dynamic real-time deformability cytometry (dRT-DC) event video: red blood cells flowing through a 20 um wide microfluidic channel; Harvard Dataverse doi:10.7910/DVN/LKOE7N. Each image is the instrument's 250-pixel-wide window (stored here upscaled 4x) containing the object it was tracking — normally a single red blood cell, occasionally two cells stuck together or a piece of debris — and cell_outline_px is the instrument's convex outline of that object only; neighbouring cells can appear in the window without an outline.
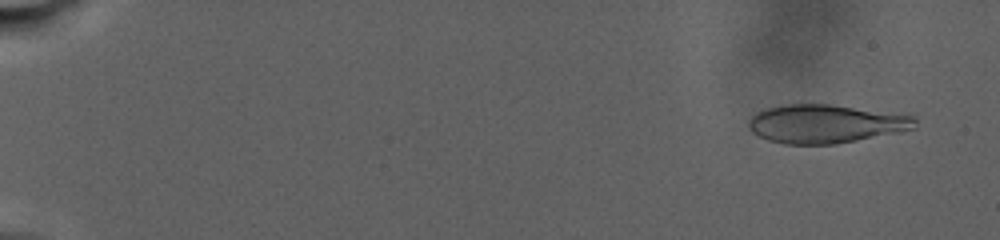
{"species": "human", "species_latin": "Homo sapiens", "temperature_condition": "warm", "stored_images_in_passage": 103, "camera_frame_rate_fps": 3000, "um_per_image_px": 0.085, "donor": {"sex": "male"}, "frame": {"image": 1, "passage_image": 6, "time_ms": 1.667, "image_size_px": [1000, 240], "cell_outline_px": [[916, 128], [900, 132], [836, 144], [784, 144], [768, 140], [752, 132], [748, 128], [748, 120], [756, 112], [768, 108], [784, 104], [828, 104], [908, 112], [916, 116]], "centroid_in_image_um": [70.29, 10.5], "position_along_channel_um": 14.7, "area_um2": 38.26}}
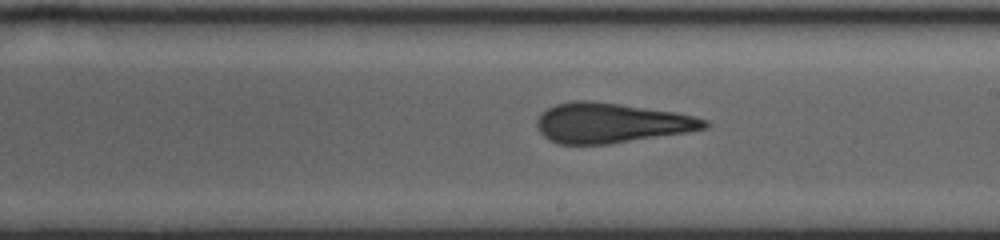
{"frame": {"image": 2, "passage_image": 54, "time_ms": 18.0, "image_size_px": [1000, 240], "cell_outline_px": [[712, 124], [708, 128], [688, 132], [608, 144], [560, 144], [548, 140], [536, 128], [536, 120], [548, 108], [556, 104], [572, 100], [592, 100], [676, 112], [708, 120]], "centroid_in_image_um": [51.96, 10.45], "position_along_channel_um": 237.0, "area_um2": 39.13}}
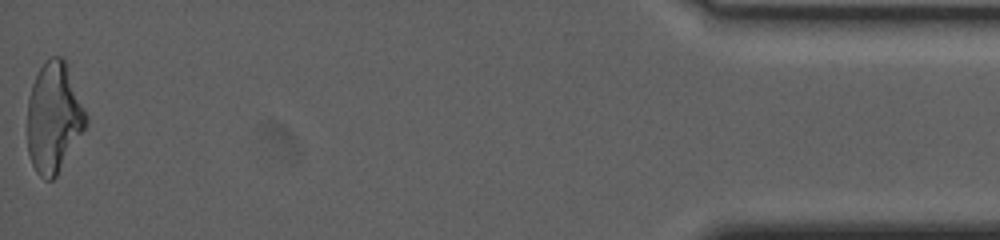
{"frame": {"image": 3, "passage_image": 102, "time_ms": 29.0, "image_size_px": [1000, 240], "cell_outline_px": [[88, 124], [56, 176], [52, 180], [44, 180], [36, 172], [32, 164], [28, 152], [28, 96], [32, 84], [40, 68], [52, 56], [60, 56], [64, 60], [88, 116]], "centroid_in_image_um": [4.57, 10.03], "position_along_channel_um": 430.6, "area_um2": 37.28}, "authors_computed_cell_mechanics": {"area_um2": 38.3214, "velocity_mm_per_s": 2.4681, "shape_relaxation_time_tau1_ms": null, "shape_relaxation_time_tau2_ms": 2.4038, "deformation_change_tau1": null, "deformation_change_tau2": 0.125}}